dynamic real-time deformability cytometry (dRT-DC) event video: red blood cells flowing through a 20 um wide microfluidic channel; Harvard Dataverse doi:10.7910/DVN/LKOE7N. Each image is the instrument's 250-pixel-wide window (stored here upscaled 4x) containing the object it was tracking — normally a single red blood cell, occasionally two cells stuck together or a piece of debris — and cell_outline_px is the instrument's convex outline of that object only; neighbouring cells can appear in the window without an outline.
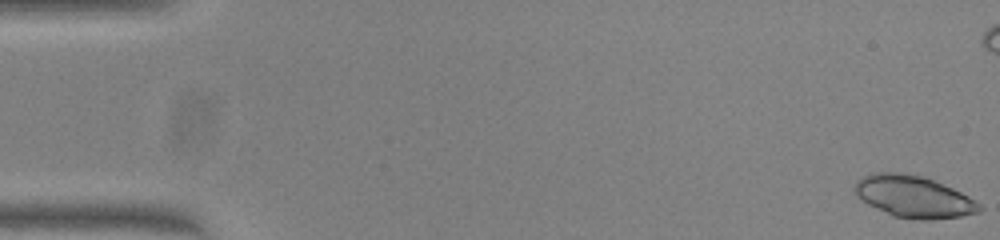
{"species": "common noctule bat (a hibernating species)", "species_latin": "Nyctalus noctula", "temperature_condition": "warm", "stored_images_in_passage": 52, "camera_frame_rate_fps": 3000, "um_per_image_px": 0.085, "animal": {"sex": "female", "body_mass_g": 23.0, "forearm_length_mm": 53.4}, "frame": {"image": 1, "passage_image": 1, "time_ms": 0.0, "image_size_px": [1000, 240], "cell_outline_px": [[984, 208], [980, 212], [960, 216], [932, 220], [920, 220], [892, 216], [868, 204], [856, 196], [852, 188], [864, 176], [876, 172], [900, 172], [920, 176], [932, 180], [952, 188], [976, 200]], "centroid_in_image_um": [77.66, 16.73], "position_along_channel_um": 7.3, "area_um2": 30.29}}